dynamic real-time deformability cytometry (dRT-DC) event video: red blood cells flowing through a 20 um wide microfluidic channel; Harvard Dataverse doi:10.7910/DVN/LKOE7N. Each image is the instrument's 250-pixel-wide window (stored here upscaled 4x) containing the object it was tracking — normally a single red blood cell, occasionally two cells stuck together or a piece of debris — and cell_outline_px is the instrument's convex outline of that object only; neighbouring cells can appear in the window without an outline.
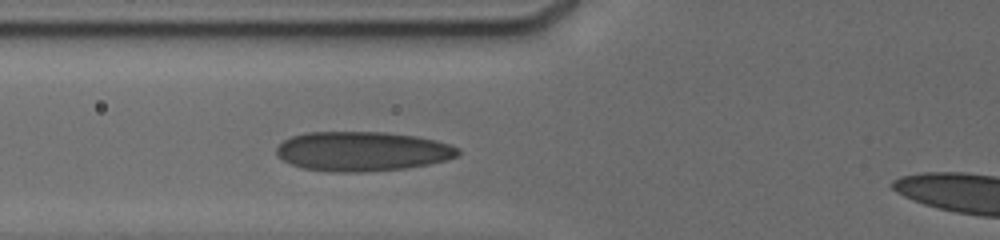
{"species": "human", "species_latin": "Homo sapiens", "temperature_condition": "cold", "stored_images_in_passage": 4, "segment_of_instrument_passage": [1, 2], "camera_frame_rate_fps": 3000, "um_per_image_px": 0.085, "donor": {"sex": "male"}, "frame": {"image": 1, "passage_image": 3, "time_ms": 2.333, "image_size_px": [1000, 240], "cell_outline_px": [[460, 156], [448, 160], [428, 164], [404, 168], [360, 172], [332, 172], [304, 168], [292, 164], [276, 156], [276, 148], [284, 140], [292, 136], [304, 132], [384, 132], [416, 136], [436, 140], [460, 148]], "centroid_in_image_um": [30.81, 12.86], "position_along_channel_um": 95.0, "area_um2": 41.91}}